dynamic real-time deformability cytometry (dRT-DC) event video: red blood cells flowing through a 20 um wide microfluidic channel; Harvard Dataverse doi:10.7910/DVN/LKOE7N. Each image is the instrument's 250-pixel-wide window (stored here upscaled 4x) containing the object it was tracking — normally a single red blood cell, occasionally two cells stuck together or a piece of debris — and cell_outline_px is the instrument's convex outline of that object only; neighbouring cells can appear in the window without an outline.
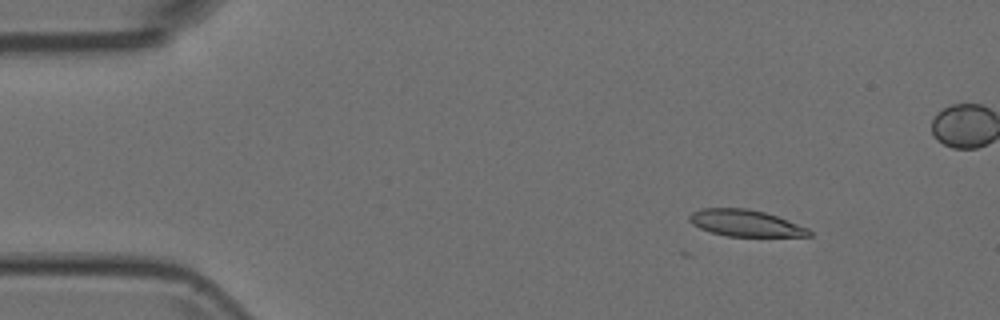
{"species": "Egyptian fruit bat (a non-hibernating species)", "species_latin": "Rousettus aegyptiacus", "temperature_condition": "room temperature", "stored_images_in_passage": 14, "camera_frame_rate_fps": 3000, "um_per_image_px": 0.085, "animal": {"sex": "female"}, "frame": {"image": 1, "passage_image": 1, "time_ms": 0.0, "image_size_px": [1000, 320], "cell_outline_px": [[812, 236], [728, 236], [712, 232], [700, 228], [692, 224], [688, 220], [688, 216], [692, 212], [700, 208], [748, 208], [764, 212], [776, 216], [808, 228], [812, 232]], "centroid_in_image_um": [63.33, 18.96], "position_along_channel_um": 21.7, "area_um2": 18.44}}
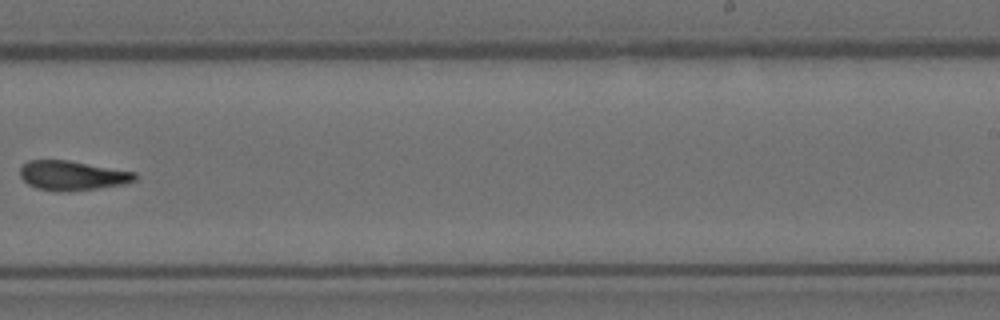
{"frame": {"image": 2, "passage_image": 8, "time_ms": 2.333, "image_size_px": [1000, 320], "cell_outline_px": [[136, 180], [124, 184], [68, 192], [56, 192], [36, 188], [28, 184], [20, 176], [20, 168], [28, 160], [68, 160], [136, 172]], "centroid_in_image_um": [6.13, 14.93], "position_along_channel_um": 282.9, "area_um2": 19.83}}
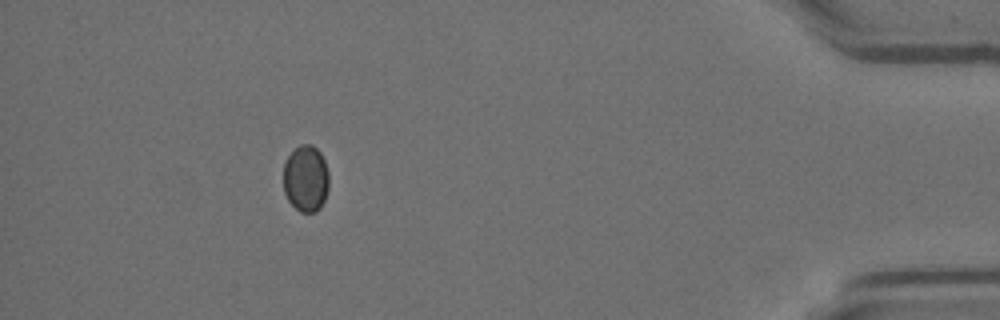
{"frame": {"image": 3, "passage_image": 14, "time_ms": 4.333, "image_size_px": [1000, 320], "cell_outline_px": [[328, 188], [324, 200], [320, 208], [316, 212], [300, 212], [288, 200], [284, 192], [284, 164], [288, 156], [300, 144], [312, 144], [320, 152], [324, 160], [328, 172]], "centroid_in_image_um": [26.0, 15.18], "position_along_channel_um": 409.2, "area_um2": 17.63}}